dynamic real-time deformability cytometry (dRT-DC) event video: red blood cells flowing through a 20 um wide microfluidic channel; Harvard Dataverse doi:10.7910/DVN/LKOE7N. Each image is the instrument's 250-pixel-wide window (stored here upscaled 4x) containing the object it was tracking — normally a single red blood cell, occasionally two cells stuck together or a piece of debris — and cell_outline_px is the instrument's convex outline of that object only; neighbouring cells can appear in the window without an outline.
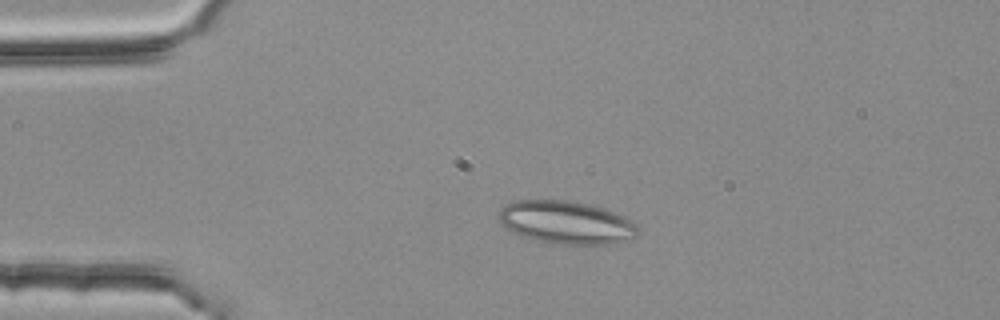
{"species": "common noctule bat (a hibernating species)", "species_latin": "Nyctalus noctula", "temperature_condition": "room temperature", "stored_images_in_passage": 3, "camera_frame_rate_fps": 3000, "um_per_image_px": 0.085, "animal": {"sex": "female", "body_mass_g": 25.1}, "frame": {"image": 1, "passage_image": 2, "time_ms": 0.333, "image_size_px": [1000, 320], "cell_outline_px": [[640, 232], [636, 236], [628, 240], [612, 244], [556, 244], [516, 236], [500, 224], [500, 208], [516, 200], [568, 200], [604, 208], [624, 216], [636, 224], [640, 228]], "centroid_in_image_um": [48.13, 18.92], "position_along_channel_um": 36.9, "area_um2": 35.14}}